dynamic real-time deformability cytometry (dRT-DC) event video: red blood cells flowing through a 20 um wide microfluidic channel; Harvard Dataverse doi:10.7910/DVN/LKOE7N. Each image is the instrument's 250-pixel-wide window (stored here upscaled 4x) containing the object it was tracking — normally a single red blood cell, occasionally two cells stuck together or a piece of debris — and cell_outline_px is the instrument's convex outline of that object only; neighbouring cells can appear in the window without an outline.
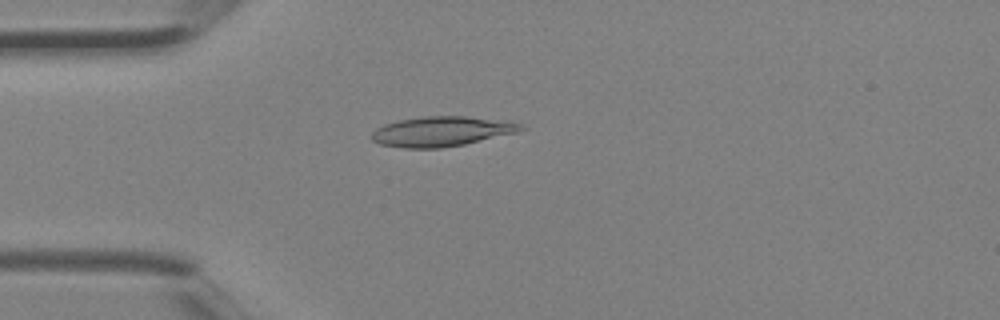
{"species": "Egyptian fruit bat (a non-hibernating species)", "species_latin": "Rousettus aegyptiacus", "temperature_condition": "room temperature", "stored_images_in_passage": 3, "camera_frame_rate_fps": 3000, "um_per_image_px": 0.085, "animal": {"sex": "female"}, "frame": {"image": 1, "passage_image": 3, "time_ms": 0.667, "image_size_px": [1000, 320], "cell_outline_px": [[528, 128], [520, 132], [464, 144], [440, 148], [400, 148], [380, 144], [372, 140], [372, 132], [376, 128], [384, 124], [400, 120], [424, 116], [468, 116], [508, 120], [524, 124]], "centroid_in_image_um": [37.62, 11.16], "position_along_channel_um": 47.4, "area_um2": 26.41}}